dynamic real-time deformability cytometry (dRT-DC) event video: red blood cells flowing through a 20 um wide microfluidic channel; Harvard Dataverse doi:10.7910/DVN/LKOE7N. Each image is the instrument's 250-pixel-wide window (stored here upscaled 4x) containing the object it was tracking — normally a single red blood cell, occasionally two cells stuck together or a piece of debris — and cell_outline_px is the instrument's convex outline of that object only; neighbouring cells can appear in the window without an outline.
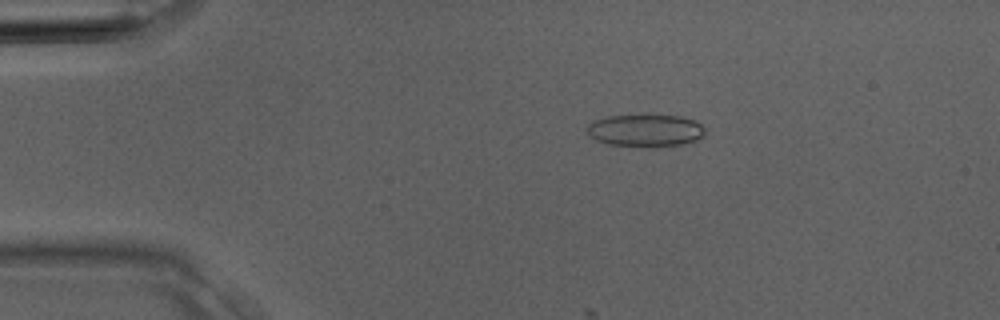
{"species": "Egyptian fruit bat (a non-hibernating species)", "species_latin": "Rousettus aegyptiacus", "temperature_condition": "room temperature", "stored_images_in_passage": 3, "camera_frame_rate_fps": 3000, "um_per_image_px": 0.085, "animal": {"sex": "male"}, "frame": {"image": 1, "passage_image": 2, "time_ms": 0.333, "image_size_px": [1000, 320], "cell_outline_px": [[704, 136], [696, 140], [684, 144], [656, 148], [644, 148], [608, 144], [596, 140], [588, 136], [584, 128], [588, 124], [596, 120], [608, 116], [644, 112], [680, 116], [696, 120], [704, 128]], "centroid_in_image_um": [54.84, 11.07], "position_along_channel_um": 30.2, "area_um2": 23.7}}